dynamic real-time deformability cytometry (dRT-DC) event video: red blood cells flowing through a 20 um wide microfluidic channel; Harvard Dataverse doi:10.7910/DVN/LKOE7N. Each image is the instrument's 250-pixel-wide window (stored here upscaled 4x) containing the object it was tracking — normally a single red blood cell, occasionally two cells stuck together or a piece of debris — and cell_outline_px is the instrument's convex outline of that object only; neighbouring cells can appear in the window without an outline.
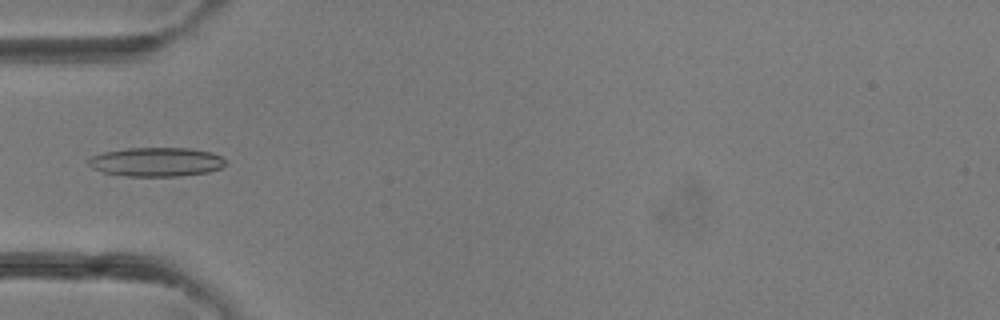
{"species": "common noctule bat (a hibernating species)", "species_latin": "Nyctalus noctula", "temperature_condition": "room temperature", "stored_images_in_passage": 39, "camera_frame_rate_fps": 3000, "um_per_image_px": 0.085, "animal": {"sex": "female"}, "frame": {"image": 1, "passage_image": 13, "time_ms": 4.0, "image_size_px": [1000, 320], "cell_outline_px": [[228, 164], [220, 168], [208, 172], [180, 176], [128, 176], [104, 172], [92, 168], [88, 164], [88, 160], [92, 156], [104, 152], [128, 148], [188, 148], [212, 152], [220, 156]], "centroid_in_image_um": [13.31, 13.76], "position_along_channel_um": 71.7, "area_um2": 23.12}}
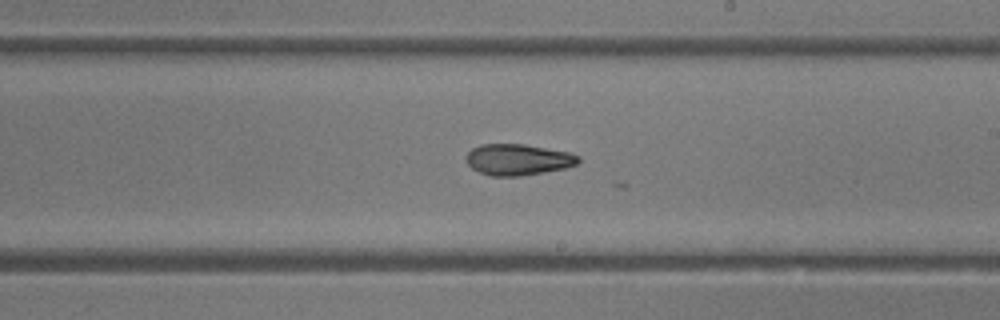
{"frame": {"image": 2, "passage_image": 23, "time_ms": 7.333, "image_size_px": [1000, 320], "cell_outline_px": [[580, 160], [576, 164], [564, 168], [544, 172], [520, 176], [488, 176], [472, 168], [468, 164], [464, 156], [472, 148], [480, 144], [524, 144], [568, 152], [580, 156]], "centroid_in_image_um": [43.99, 13.56], "position_along_channel_um": 245.0, "area_um2": 20.4}}
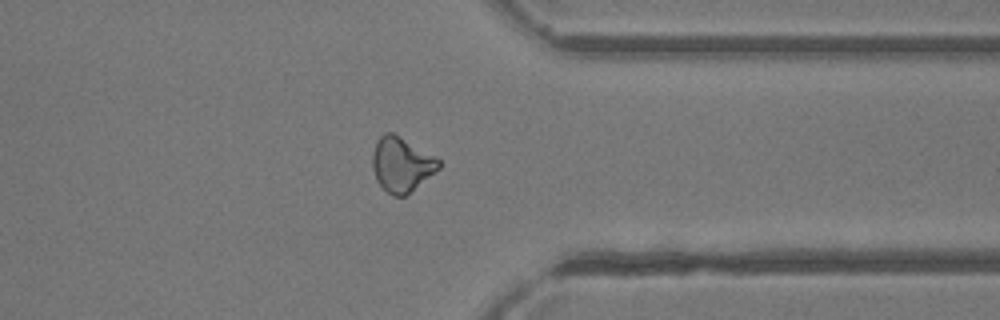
{"frame": {"image": 3, "passage_image": 31, "time_ms": 10.0, "image_size_px": [1000, 320], "cell_outline_px": [[440, 168], [404, 196], [392, 196], [376, 180], [372, 168], [372, 152], [376, 140], [384, 132], [392, 132], [436, 156], [440, 160]], "centroid_in_image_um": [34.11, 13.95], "position_along_channel_um": 377.3, "area_um2": 21.04}}